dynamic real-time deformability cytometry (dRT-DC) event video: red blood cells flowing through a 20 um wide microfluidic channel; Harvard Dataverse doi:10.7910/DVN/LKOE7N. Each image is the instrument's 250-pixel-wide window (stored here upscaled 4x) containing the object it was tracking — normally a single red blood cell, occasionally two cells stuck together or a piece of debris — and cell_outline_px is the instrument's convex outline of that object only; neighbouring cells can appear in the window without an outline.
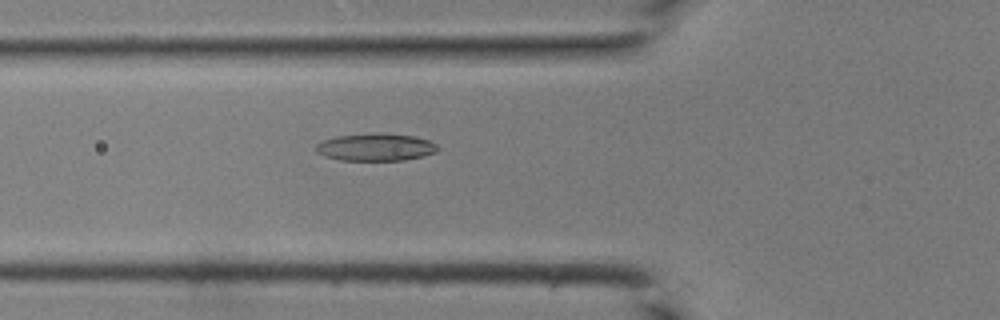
{"species": "common noctule bat (a hibernating species)", "species_latin": "Nyctalus noctula", "temperature_condition": "room temperature", "stored_images_in_passage": 43, "camera_frame_rate_fps": 3000, "um_per_image_px": 0.085, "animal": {"sex": "male", "body_mass_g": 19.0, "forearm_length_mm": 50.8}, "frame": {"image": 1, "passage_image": 16, "time_ms": 5.0, "image_size_px": [1000, 320], "cell_outline_px": [[440, 148], [436, 152], [404, 160], [340, 160], [324, 156], [316, 152], [316, 144], [324, 140], [336, 136], [372, 132], [412, 136], [428, 140], [436, 144]], "centroid_in_image_um": [31.9, 12.5], "position_along_channel_um": 93.9, "area_um2": 19.42}}
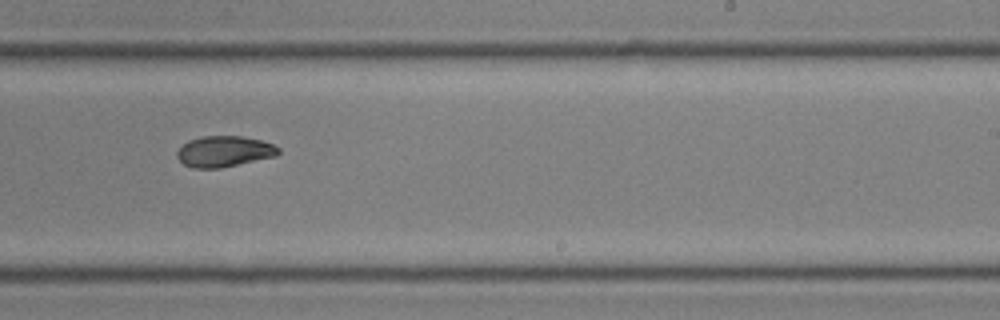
{"frame": {"image": 2, "passage_image": 27, "time_ms": 8.667, "image_size_px": [1000, 320], "cell_outline_px": [[280, 152], [276, 156], [220, 168], [192, 168], [184, 164], [176, 156], [176, 152], [188, 140], [204, 136], [240, 136], [260, 140], [272, 144], [280, 148]], "centroid_in_image_um": [19.05, 12.87], "position_along_channel_um": 270.0, "area_um2": 18.15}}
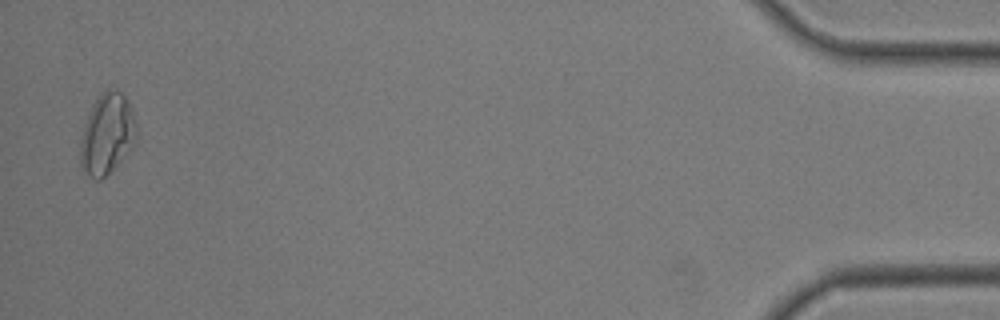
{"frame": {"image": 3, "passage_image": 42, "time_ms": 13.667, "image_size_px": [1000, 320], "cell_outline_px": [[136, 140], [120, 160], [100, 180], [96, 180], [84, 172], [80, 168], [80, 140], [84, 124], [92, 104], [100, 92], [108, 88], [116, 88], [124, 92], [128, 100], [132, 112], [136, 128]], "centroid_in_image_um": [9.07, 11.32], "position_along_channel_um": 426.1, "area_um2": 26.41}}